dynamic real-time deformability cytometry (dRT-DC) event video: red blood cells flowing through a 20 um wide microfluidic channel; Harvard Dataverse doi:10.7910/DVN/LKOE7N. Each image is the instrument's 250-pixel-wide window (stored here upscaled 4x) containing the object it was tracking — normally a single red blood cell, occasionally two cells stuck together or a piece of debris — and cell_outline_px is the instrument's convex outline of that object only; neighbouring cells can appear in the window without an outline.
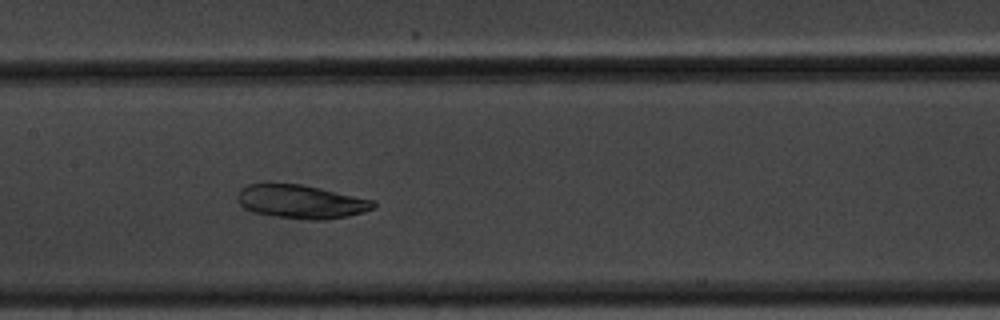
{"species": "common noctule bat (a hibernating species)", "species_latin": "Nyctalus noctula", "temperature_condition": "warm", "stored_images_in_passage": 58, "camera_frame_rate_fps": 3000, "um_per_image_px": 0.085, "animal": {"sex": "male", "body_mass_g": 20.1, "forearm_length_mm": 53.5}, "frame": {"image": 1, "passage_image": 27, "time_ms": 8.667, "image_size_px": [1000, 320], "cell_outline_px": [[376, 204], [372, 208], [364, 212], [348, 216], [324, 220], [304, 220], [276, 216], [252, 212], [244, 208], [240, 204], [236, 196], [240, 188], [248, 184], [268, 180], [300, 184], [320, 188], [376, 200]], "centroid_in_image_um": [25.53, 17.1], "position_along_channel_um": 181.9, "area_um2": 27.46}}
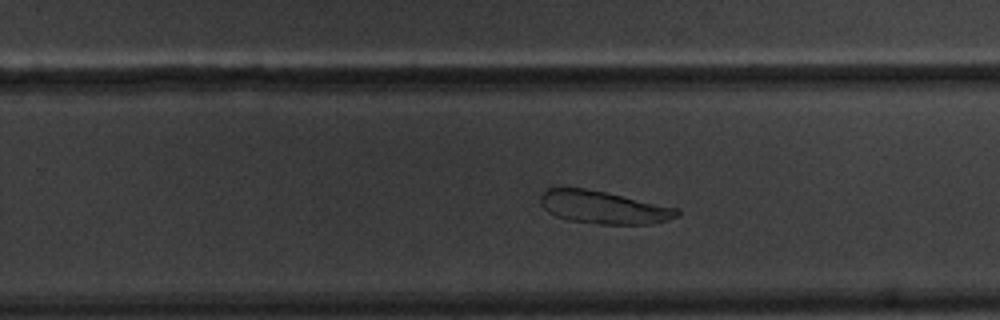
{"frame": {"image": 2, "passage_image": 36, "time_ms": 11.667, "image_size_px": [1000, 320], "cell_outline_px": [[680, 212], [676, 216], [668, 220], [652, 224], [600, 224], [568, 220], [556, 216], [548, 212], [540, 204], [540, 196], [544, 188], [584, 188], [604, 192], [680, 208]], "centroid_in_image_um": [51.28, 17.62], "position_along_channel_um": 278.5, "area_um2": 26.07}}
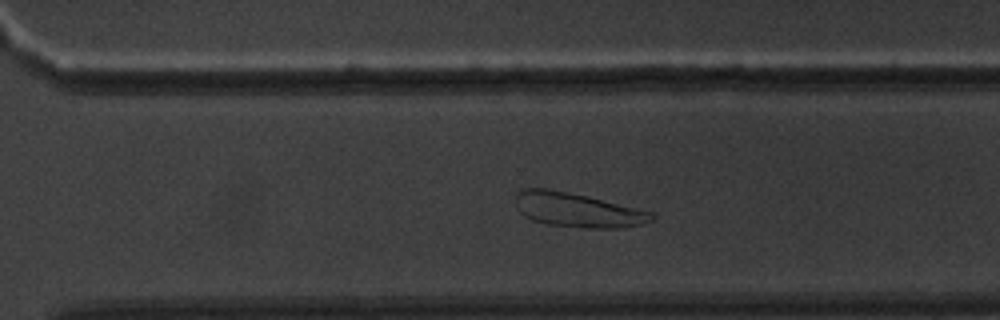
{"frame": {"image": 3, "passage_image": 40, "time_ms": 13.0, "image_size_px": [1000, 320], "cell_outline_px": [[656, 216], [652, 220], [644, 224], [620, 228], [580, 228], [548, 224], [532, 220], [524, 216], [520, 212], [516, 204], [516, 196], [524, 188], [548, 188], [588, 196], [656, 212]], "centroid_in_image_um": [49.15, 17.85], "position_along_channel_um": 321.4, "area_um2": 27.51}}